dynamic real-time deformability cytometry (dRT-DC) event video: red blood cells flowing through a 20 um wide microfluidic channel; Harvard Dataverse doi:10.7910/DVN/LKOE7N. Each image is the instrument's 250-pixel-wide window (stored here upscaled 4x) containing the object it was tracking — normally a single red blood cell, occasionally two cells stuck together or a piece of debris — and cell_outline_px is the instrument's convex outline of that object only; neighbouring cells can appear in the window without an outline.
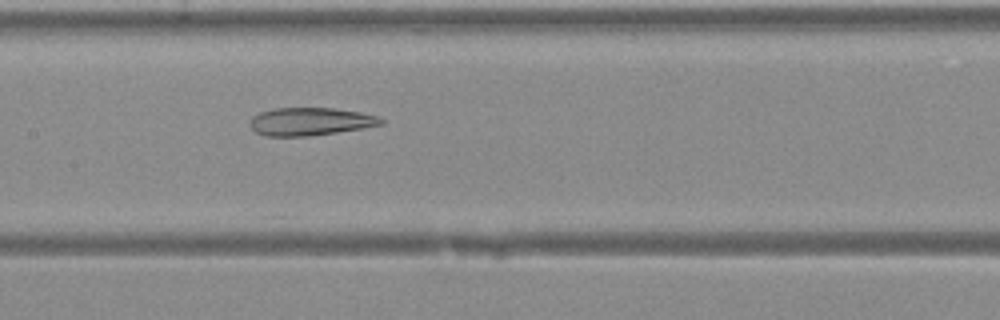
{"species": "Egyptian fruit bat (a non-hibernating species)", "species_latin": "Rousettus aegyptiacus", "temperature_condition": "warm", "stored_images_in_passage": 27, "camera_frame_rate_fps": 3000, "um_per_image_px": 0.085, "animal": {"sex": "female"}, "frame": {"image": 1, "passage_image": 9, "time_ms": 2.667, "image_size_px": [1000, 320], "cell_outline_px": [[384, 124], [364, 128], [308, 136], [264, 136], [256, 132], [248, 124], [248, 120], [252, 116], [260, 112], [276, 108], [332, 108], [360, 112], [380, 116], [384, 120]], "centroid_in_image_um": [26.37, 10.33], "position_along_channel_um": 181.0, "area_um2": 21.44}}
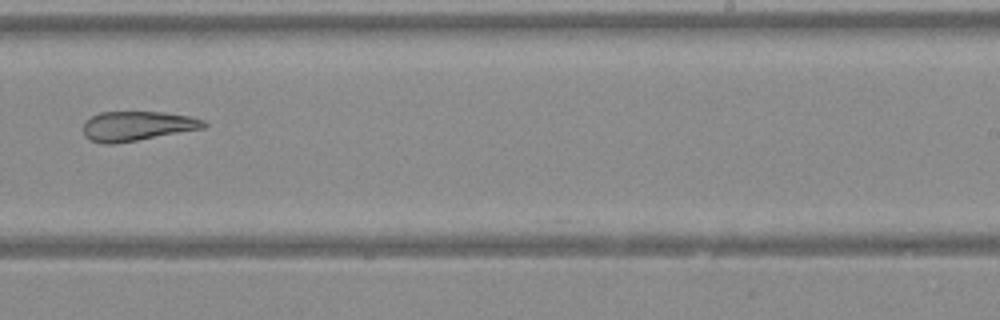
{"frame": {"image": 2, "passage_image": 15, "time_ms": 4.667, "image_size_px": [1000, 320], "cell_outline_px": [[208, 124], [204, 128], [116, 144], [104, 144], [88, 140], [84, 136], [84, 124], [92, 116], [100, 112], [160, 112], [188, 116], [204, 120]], "centroid_in_image_um": [11.64, 10.72], "position_along_channel_um": 277.4, "area_um2": 20.69}}
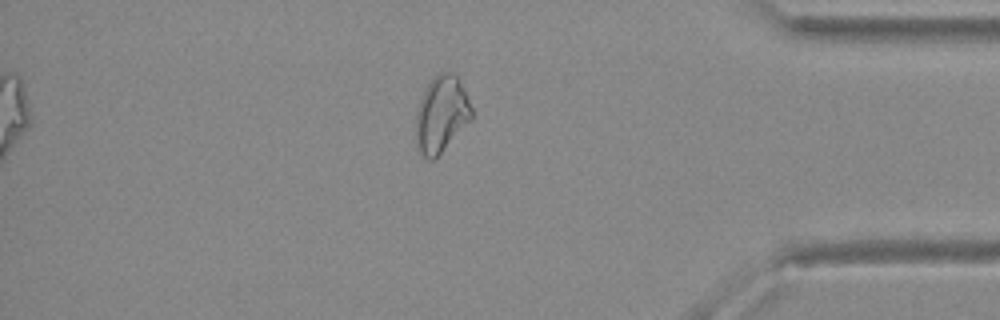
{"frame": {"image": 3, "passage_image": 24, "time_ms": 7.667, "image_size_px": [1000, 320], "cell_outline_px": [[472, 120], [432, 160], [428, 160], [420, 152], [416, 140], [416, 108], [432, 76], [436, 72], [452, 72], [460, 80], [472, 108]], "centroid_in_image_um": [37.52, 9.67], "position_along_channel_um": 397.7, "area_um2": 24.68}}